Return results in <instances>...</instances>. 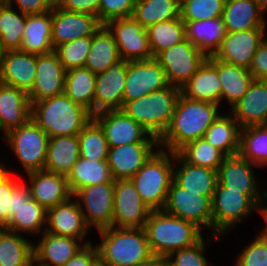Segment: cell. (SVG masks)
<instances>
[{"label":"cell","mask_w":267,"mask_h":266,"mask_svg":"<svg viewBox=\"0 0 267 266\" xmlns=\"http://www.w3.org/2000/svg\"><path fill=\"white\" fill-rule=\"evenodd\" d=\"M220 105L189 99L180 94L171 121L158 139L159 148L177 153L189 142L204 137L223 112Z\"/></svg>","instance_id":"6da1fadb"},{"label":"cell","mask_w":267,"mask_h":266,"mask_svg":"<svg viewBox=\"0 0 267 266\" xmlns=\"http://www.w3.org/2000/svg\"><path fill=\"white\" fill-rule=\"evenodd\" d=\"M98 258L107 266H136L150 260V249L145 228L108 227L96 231Z\"/></svg>","instance_id":"7a4b0ae2"},{"label":"cell","mask_w":267,"mask_h":266,"mask_svg":"<svg viewBox=\"0 0 267 266\" xmlns=\"http://www.w3.org/2000/svg\"><path fill=\"white\" fill-rule=\"evenodd\" d=\"M31 118L49 137H55L78 135L93 115L63 93L34 102Z\"/></svg>","instance_id":"3957f363"},{"label":"cell","mask_w":267,"mask_h":266,"mask_svg":"<svg viewBox=\"0 0 267 266\" xmlns=\"http://www.w3.org/2000/svg\"><path fill=\"white\" fill-rule=\"evenodd\" d=\"M144 228L153 255L164 258L172 252L195 245L204 237L203 231L194 223L163 210L151 211Z\"/></svg>","instance_id":"277c9868"},{"label":"cell","mask_w":267,"mask_h":266,"mask_svg":"<svg viewBox=\"0 0 267 266\" xmlns=\"http://www.w3.org/2000/svg\"><path fill=\"white\" fill-rule=\"evenodd\" d=\"M180 94V88L169 85L141 98L123 102L121 110L159 139L171 121Z\"/></svg>","instance_id":"5b68a950"},{"label":"cell","mask_w":267,"mask_h":266,"mask_svg":"<svg viewBox=\"0 0 267 266\" xmlns=\"http://www.w3.org/2000/svg\"><path fill=\"white\" fill-rule=\"evenodd\" d=\"M266 199L267 196H246L241 191L216 186L211 200L213 235L226 237L253 213L258 212L263 218Z\"/></svg>","instance_id":"8992f818"},{"label":"cell","mask_w":267,"mask_h":266,"mask_svg":"<svg viewBox=\"0 0 267 266\" xmlns=\"http://www.w3.org/2000/svg\"><path fill=\"white\" fill-rule=\"evenodd\" d=\"M174 153L158 148L130 179L152 210H162L173 180Z\"/></svg>","instance_id":"52a82bcc"},{"label":"cell","mask_w":267,"mask_h":266,"mask_svg":"<svg viewBox=\"0 0 267 266\" xmlns=\"http://www.w3.org/2000/svg\"><path fill=\"white\" fill-rule=\"evenodd\" d=\"M5 143L23 169V174L45 169L49 136L31 118L27 123L9 130Z\"/></svg>","instance_id":"ba28073f"},{"label":"cell","mask_w":267,"mask_h":266,"mask_svg":"<svg viewBox=\"0 0 267 266\" xmlns=\"http://www.w3.org/2000/svg\"><path fill=\"white\" fill-rule=\"evenodd\" d=\"M211 198L201 195V192H192L180 187L172 180L164 212L194 223L202 231L209 229L213 235L212 205Z\"/></svg>","instance_id":"9c48e42d"},{"label":"cell","mask_w":267,"mask_h":266,"mask_svg":"<svg viewBox=\"0 0 267 266\" xmlns=\"http://www.w3.org/2000/svg\"><path fill=\"white\" fill-rule=\"evenodd\" d=\"M165 71L168 83L182 88L208 57L186 38L155 57Z\"/></svg>","instance_id":"30bf717a"},{"label":"cell","mask_w":267,"mask_h":266,"mask_svg":"<svg viewBox=\"0 0 267 266\" xmlns=\"http://www.w3.org/2000/svg\"><path fill=\"white\" fill-rule=\"evenodd\" d=\"M114 182L91 185L72 196L78 202L86 224L92 230L111 227L113 220Z\"/></svg>","instance_id":"8fae6325"},{"label":"cell","mask_w":267,"mask_h":266,"mask_svg":"<svg viewBox=\"0 0 267 266\" xmlns=\"http://www.w3.org/2000/svg\"><path fill=\"white\" fill-rule=\"evenodd\" d=\"M151 211L130 179L115 180L112 227L143 228Z\"/></svg>","instance_id":"7c38bea8"},{"label":"cell","mask_w":267,"mask_h":266,"mask_svg":"<svg viewBox=\"0 0 267 266\" xmlns=\"http://www.w3.org/2000/svg\"><path fill=\"white\" fill-rule=\"evenodd\" d=\"M169 85L165 71L155 57L128 61L123 102L141 98Z\"/></svg>","instance_id":"4fadbf2b"},{"label":"cell","mask_w":267,"mask_h":266,"mask_svg":"<svg viewBox=\"0 0 267 266\" xmlns=\"http://www.w3.org/2000/svg\"><path fill=\"white\" fill-rule=\"evenodd\" d=\"M93 119L103 129L109 147L137 142H158L156 137L121 109L97 113Z\"/></svg>","instance_id":"5bb4252c"},{"label":"cell","mask_w":267,"mask_h":266,"mask_svg":"<svg viewBox=\"0 0 267 266\" xmlns=\"http://www.w3.org/2000/svg\"><path fill=\"white\" fill-rule=\"evenodd\" d=\"M105 26L116 41L121 59L132 61L153 58L147 30L133 17L113 19Z\"/></svg>","instance_id":"9a60e30c"},{"label":"cell","mask_w":267,"mask_h":266,"mask_svg":"<svg viewBox=\"0 0 267 266\" xmlns=\"http://www.w3.org/2000/svg\"><path fill=\"white\" fill-rule=\"evenodd\" d=\"M267 38V28H253L240 32H226L215 59L250 69L253 57Z\"/></svg>","instance_id":"2e32d148"},{"label":"cell","mask_w":267,"mask_h":266,"mask_svg":"<svg viewBox=\"0 0 267 266\" xmlns=\"http://www.w3.org/2000/svg\"><path fill=\"white\" fill-rule=\"evenodd\" d=\"M256 168L259 169L239 154L226 156L217 170V186L241 191L246 196H267V186L261 187Z\"/></svg>","instance_id":"e0dca14e"},{"label":"cell","mask_w":267,"mask_h":266,"mask_svg":"<svg viewBox=\"0 0 267 266\" xmlns=\"http://www.w3.org/2000/svg\"><path fill=\"white\" fill-rule=\"evenodd\" d=\"M45 231L58 236L73 237L84 244L93 242L89 238L92 230L86 224L81 208L73 196L47 210Z\"/></svg>","instance_id":"ac0fdd59"},{"label":"cell","mask_w":267,"mask_h":266,"mask_svg":"<svg viewBox=\"0 0 267 266\" xmlns=\"http://www.w3.org/2000/svg\"><path fill=\"white\" fill-rule=\"evenodd\" d=\"M65 76L66 70L54 50L36 55V77L32 89L28 92L31 105L63 94Z\"/></svg>","instance_id":"d6986e66"},{"label":"cell","mask_w":267,"mask_h":266,"mask_svg":"<svg viewBox=\"0 0 267 266\" xmlns=\"http://www.w3.org/2000/svg\"><path fill=\"white\" fill-rule=\"evenodd\" d=\"M101 25L95 15L67 11L54 4L51 31L53 48L77 38L93 35Z\"/></svg>","instance_id":"ffe728a7"},{"label":"cell","mask_w":267,"mask_h":266,"mask_svg":"<svg viewBox=\"0 0 267 266\" xmlns=\"http://www.w3.org/2000/svg\"><path fill=\"white\" fill-rule=\"evenodd\" d=\"M127 65L128 61L121 59L96 75L94 115L122 108Z\"/></svg>","instance_id":"44dd1931"},{"label":"cell","mask_w":267,"mask_h":266,"mask_svg":"<svg viewBox=\"0 0 267 266\" xmlns=\"http://www.w3.org/2000/svg\"><path fill=\"white\" fill-rule=\"evenodd\" d=\"M158 148V142H137L109 147L107 164L112 178L131 179Z\"/></svg>","instance_id":"7402d4cb"},{"label":"cell","mask_w":267,"mask_h":266,"mask_svg":"<svg viewBox=\"0 0 267 266\" xmlns=\"http://www.w3.org/2000/svg\"><path fill=\"white\" fill-rule=\"evenodd\" d=\"M25 176L31 198L46 210L72 197L67 177L64 175L40 170L26 173Z\"/></svg>","instance_id":"603a6c76"},{"label":"cell","mask_w":267,"mask_h":266,"mask_svg":"<svg viewBox=\"0 0 267 266\" xmlns=\"http://www.w3.org/2000/svg\"><path fill=\"white\" fill-rule=\"evenodd\" d=\"M40 236L33 242L34 263L38 266H63L85 245L79 239L46 231Z\"/></svg>","instance_id":"cb8c5ba5"},{"label":"cell","mask_w":267,"mask_h":266,"mask_svg":"<svg viewBox=\"0 0 267 266\" xmlns=\"http://www.w3.org/2000/svg\"><path fill=\"white\" fill-rule=\"evenodd\" d=\"M228 112L241 128L267 125V80L254 79L247 93Z\"/></svg>","instance_id":"d4e9b609"},{"label":"cell","mask_w":267,"mask_h":266,"mask_svg":"<svg viewBox=\"0 0 267 266\" xmlns=\"http://www.w3.org/2000/svg\"><path fill=\"white\" fill-rule=\"evenodd\" d=\"M221 89L218 59L210 56L180 90L181 94L189 99L221 106Z\"/></svg>","instance_id":"484cf974"},{"label":"cell","mask_w":267,"mask_h":266,"mask_svg":"<svg viewBox=\"0 0 267 266\" xmlns=\"http://www.w3.org/2000/svg\"><path fill=\"white\" fill-rule=\"evenodd\" d=\"M36 77V54L20 50H7L0 83L29 92Z\"/></svg>","instance_id":"4316f807"},{"label":"cell","mask_w":267,"mask_h":266,"mask_svg":"<svg viewBox=\"0 0 267 266\" xmlns=\"http://www.w3.org/2000/svg\"><path fill=\"white\" fill-rule=\"evenodd\" d=\"M32 105L28 93L0 83V127L9 130L27 123L31 119Z\"/></svg>","instance_id":"83f0119b"},{"label":"cell","mask_w":267,"mask_h":266,"mask_svg":"<svg viewBox=\"0 0 267 266\" xmlns=\"http://www.w3.org/2000/svg\"><path fill=\"white\" fill-rule=\"evenodd\" d=\"M173 180L188 191L201 192L212 199L218 183L217 170L192 165L174 153Z\"/></svg>","instance_id":"f1b7e54d"},{"label":"cell","mask_w":267,"mask_h":266,"mask_svg":"<svg viewBox=\"0 0 267 266\" xmlns=\"http://www.w3.org/2000/svg\"><path fill=\"white\" fill-rule=\"evenodd\" d=\"M265 13L254 0H225L222 19L226 32L267 28Z\"/></svg>","instance_id":"f546056e"},{"label":"cell","mask_w":267,"mask_h":266,"mask_svg":"<svg viewBox=\"0 0 267 266\" xmlns=\"http://www.w3.org/2000/svg\"><path fill=\"white\" fill-rule=\"evenodd\" d=\"M183 22L185 38L207 57L213 56L226 35L222 17Z\"/></svg>","instance_id":"4dcf8cb0"},{"label":"cell","mask_w":267,"mask_h":266,"mask_svg":"<svg viewBox=\"0 0 267 266\" xmlns=\"http://www.w3.org/2000/svg\"><path fill=\"white\" fill-rule=\"evenodd\" d=\"M79 158L78 135L49 137L44 170L67 177Z\"/></svg>","instance_id":"1f68e13d"},{"label":"cell","mask_w":267,"mask_h":266,"mask_svg":"<svg viewBox=\"0 0 267 266\" xmlns=\"http://www.w3.org/2000/svg\"><path fill=\"white\" fill-rule=\"evenodd\" d=\"M51 31L52 10L41 14H26L20 51L36 55L53 51Z\"/></svg>","instance_id":"d6a6232c"},{"label":"cell","mask_w":267,"mask_h":266,"mask_svg":"<svg viewBox=\"0 0 267 266\" xmlns=\"http://www.w3.org/2000/svg\"><path fill=\"white\" fill-rule=\"evenodd\" d=\"M218 75L222 84L221 108L227 103L228 111L247 93L254 77L248 69L221 60H218Z\"/></svg>","instance_id":"836d02e7"},{"label":"cell","mask_w":267,"mask_h":266,"mask_svg":"<svg viewBox=\"0 0 267 266\" xmlns=\"http://www.w3.org/2000/svg\"><path fill=\"white\" fill-rule=\"evenodd\" d=\"M121 60L118 46L112 33L105 25L93 34L90 51L84 67L95 74L106 71L110 66Z\"/></svg>","instance_id":"e575fe53"},{"label":"cell","mask_w":267,"mask_h":266,"mask_svg":"<svg viewBox=\"0 0 267 266\" xmlns=\"http://www.w3.org/2000/svg\"><path fill=\"white\" fill-rule=\"evenodd\" d=\"M46 216L47 210L30 197L17 208L5 229L20 235L24 233L23 235L26 237L33 236L35 238L45 231Z\"/></svg>","instance_id":"d590c367"},{"label":"cell","mask_w":267,"mask_h":266,"mask_svg":"<svg viewBox=\"0 0 267 266\" xmlns=\"http://www.w3.org/2000/svg\"><path fill=\"white\" fill-rule=\"evenodd\" d=\"M240 131L238 122L227 111L211 124L204 138L225 156H233L239 152Z\"/></svg>","instance_id":"8d00e7d4"},{"label":"cell","mask_w":267,"mask_h":266,"mask_svg":"<svg viewBox=\"0 0 267 266\" xmlns=\"http://www.w3.org/2000/svg\"><path fill=\"white\" fill-rule=\"evenodd\" d=\"M27 238L0 228V266H31L34 263V241Z\"/></svg>","instance_id":"74e56055"},{"label":"cell","mask_w":267,"mask_h":266,"mask_svg":"<svg viewBox=\"0 0 267 266\" xmlns=\"http://www.w3.org/2000/svg\"><path fill=\"white\" fill-rule=\"evenodd\" d=\"M96 75L85 67L66 71L64 93L74 102L88 109L94 116Z\"/></svg>","instance_id":"f35d334b"},{"label":"cell","mask_w":267,"mask_h":266,"mask_svg":"<svg viewBox=\"0 0 267 266\" xmlns=\"http://www.w3.org/2000/svg\"><path fill=\"white\" fill-rule=\"evenodd\" d=\"M68 187L73 195L77 190L91 185L115 182L107 161H95L80 157L67 176Z\"/></svg>","instance_id":"ab89813d"},{"label":"cell","mask_w":267,"mask_h":266,"mask_svg":"<svg viewBox=\"0 0 267 266\" xmlns=\"http://www.w3.org/2000/svg\"><path fill=\"white\" fill-rule=\"evenodd\" d=\"M238 154L260 169L267 168V125L242 127Z\"/></svg>","instance_id":"60d3db41"},{"label":"cell","mask_w":267,"mask_h":266,"mask_svg":"<svg viewBox=\"0 0 267 266\" xmlns=\"http://www.w3.org/2000/svg\"><path fill=\"white\" fill-rule=\"evenodd\" d=\"M132 17L143 27L180 17V0H137Z\"/></svg>","instance_id":"b9f144b4"},{"label":"cell","mask_w":267,"mask_h":266,"mask_svg":"<svg viewBox=\"0 0 267 266\" xmlns=\"http://www.w3.org/2000/svg\"><path fill=\"white\" fill-rule=\"evenodd\" d=\"M26 25V14L0 3V41L7 50H20Z\"/></svg>","instance_id":"7bdbcfd3"},{"label":"cell","mask_w":267,"mask_h":266,"mask_svg":"<svg viewBox=\"0 0 267 266\" xmlns=\"http://www.w3.org/2000/svg\"><path fill=\"white\" fill-rule=\"evenodd\" d=\"M146 30L153 57L185 39V25L180 17L158 22L149 26Z\"/></svg>","instance_id":"ee69618b"},{"label":"cell","mask_w":267,"mask_h":266,"mask_svg":"<svg viewBox=\"0 0 267 266\" xmlns=\"http://www.w3.org/2000/svg\"><path fill=\"white\" fill-rule=\"evenodd\" d=\"M80 157L107 161L109 146L103 129L92 119L78 134Z\"/></svg>","instance_id":"f6af8a7d"},{"label":"cell","mask_w":267,"mask_h":266,"mask_svg":"<svg viewBox=\"0 0 267 266\" xmlns=\"http://www.w3.org/2000/svg\"><path fill=\"white\" fill-rule=\"evenodd\" d=\"M187 163L218 170L225 155L202 137L189 142L177 152Z\"/></svg>","instance_id":"bcb514c9"},{"label":"cell","mask_w":267,"mask_h":266,"mask_svg":"<svg viewBox=\"0 0 267 266\" xmlns=\"http://www.w3.org/2000/svg\"><path fill=\"white\" fill-rule=\"evenodd\" d=\"M211 236V237H210ZM205 239L203 237L198 243L189 247L177 250L169 254L165 259L167 266H211L204 254H207V248L213 241L221 240L222 237L209 235ZM207 247V248H206Z\"/></svg>","instance_id":"7dc6e473"},{"label":"cell","mask_w":267,"mask_h":266,"mask_svg":"<svg viewBox=\"0 0 267 266\" xmlns=\"http://www.w3.org/2000/svg\"><path fill=\"white\" fill-rule=\"evenodd\" d=\"M92 37L93 35L77 38L71 42L58 45L54 49L66 71L72 68L84 67L90 51Z\"/></svg>","instance_id":"c3c4849f"},{"label":"cell","mask_w":267,"mask_h":266,"mask_svg":"<svg viewBox=\"0 0 267 266\" xmlns=\"http://www.w3.org/2000/svg\"><path fill=\"white\" fill-rule=\"evenodd\" d=\"M225 0H180L182 21H199L222 17Z\"/></svg>","instance_id":"681fc988"},{"label":"cell","mask_w":267,"mask_h":266,"mask_svg":"<svg viewBox=\"0 0 267 266\" xmlns=\"http://www.w3.org/2000/svg\"><path fill=\"white\" fill-rule=\"evenodd\" d=\"M254 238L237 254L236 266H267V236L260 231Z\"/></svg>","instance_id":"f907efd6"},{"label":"cell","mask_w":267,"mask_h":266,"mask_svg":"<svg viewBox=\"0 0 267 266\" xmlns=\"http://www.w3.org/2000/svg\"><path fill=\"white\" fill-rule=\"evenodd\" d=\"M5 160L0 158V228H5L9 222V209H11L12 188L22 179L13 175Z\"/></svg>","instance_id":"816d5d0a"},{"label":"cell","mask_w":267,"mask_h":266,"mask_svg":"<svg viewBox=\"0 0 267 266\" xmlns=\"http://www.w3.org/2000/svg\"><path fill=\"white\" fill-rule=\"evenodd\" d=\"M137 0H99L98 21L105 25L118 18L132 17Z\"/></svg>","instance_id":"f5cc1de1"},{"label":"cell","mask_w":267,"mask_h":266,"mask_svg":"<svg viewBox=\"0 0 267 266\" xmlns=\"http://www.w3.org/2000/svg\"><path fill=\"white\" fill-rule=\"evenodd\" d=\"M10 6L24 14H41L52 10L53 0H8Z\"/></svg>","instance_id":"db71d44e"},{"label":"cell","mask_w":267,"mask_h":266,"mask_svg":"<svg viewBox=\"0 0 267 266\" xmlns=\"http://www.w3.org/2000/svg\"><path fill=\"white\" fill-rule=\"evenodd\" d=\"M55 4L67 11L95 15L98 18L99 0H57Z\"/></svg>","instance_id":"11a10c76"},{"label":"cell","mask_w":267,"mask_h":266,"mask_svg":"<svg viewBox=\"0 0 267 266\" xmlns=\"http://www.w3.org/2000/svg\"><path fill=\"white\" fill-rule=\"evenodd\" d=\"M98 259V250L94 242L85 244L63 266H92Z\"/></svg>","instance_id":"9f6ffc18"},{"label":"cell","mask_w":267,"mask_h":266,"mask_svg":"<svg viewBox=\"0 0 267 266\" xmlns=\"http://www.w3.org/2000/svg\"><path fill=\"white\" fill-rule=\"evenodd\" d=\"M249 71L254 79L267 80V38L256 51Z\"/></svg>","instance_id":"6f0895ef"},{"label":"cell","mask_w":267,"mask_h":266,"mask_svg":"<svg viewBox=\"0 0 267 266\" xmlns=\"http://www.w3.org/2000/svg\"><path fill=\"white\" fill-rule=\"evenodd\" d=\"M23 180V181H22ZM13 188L11 192V209H9V219L15 214L17 208L26 202L31 196L30 191L24 178H22Z\"/></svg>","instance_id":"680465c9"},{"label":"cell","mask_w":267,"mask_h":266,"mask_svg":"<svg viewBox=\"0 0 267 266\" xmlns=\"http://www.w3.org/2000/svg\"><path fill=\"white\" fill-rule=\"evenodd\" d=\"M136 266H167V262L164 257L153 256L150 260Z\"/></svg>","instance_id":"91938a15"},{"label":"cell","mask_w":267,"mask_h":266,"mask_svg":"<svg viewBox=\"0 0 267 266\" xmlns=\"http://www.w3.org/2000/svg\"><path fill=\"white\" fill-rule=\"evenodd\" d=\"M6 52H7V49L4 47V45L0 41V72L3 68V63H4Z\"/></svg>","instance_id":"94428289"},{"label":"cell","mask_w":267,"mask_h":266,"mask_svg":"<svg viewBox=\"0 0 267 266\" xmlns=\"http://www.w3.org/2000/svg\"><path fill=\"white\" fill-rule=\"evenodd\" d=\"M259 8L265 13L267 16V0H254Z\"/></svg>","instance_id":"6125c7cd"},{"label":"cell","mask_w":267,"mask_h":266,"mask_svg":"<svg viewBox=\"0 0 267 266\" xmlns=\"http://www.w3.org/2000/svg\"><path fill=\"white\" fill-rule=\"evenodd\" d=\"M92 266H107L99 258L92 264Z\"/></svg>","instance_id":"be15d7a7"},{"label":"cell","mask_w":267,"mask_h":266,"mask_svg":"<svg viewBox=\"0 0 267 266\" xmlns=\"http://www.w3.org/2000/svg\"><path fill=\"white\" fill-rule=\"evenodd\" d=\"M263 220L265 221V228H262V232L267 236V220L263 217Z\"/></svg>","instance_id":"e7e4bbea"},{"label":"cell","mask_w":267,"mask_h":266,"mask_svg":"<svg viewBox=\"0 0 267 266\" xmlns=\"http://www.w3.org/2000/svg\"><path fill=\"white\" fill-rule=\"evenodd\" d=\"M263 217L267 220V199H266V204H265V208L263 211Z\"/></svg>","instance_id":"03108f58"},{"label":"cell","mask_w":267,"mask_h":266,"mask_svg":"<svg viewBox=\"0 0 267 266\" xmlns=\"http://www.w3.org/2000/svg\"><path fill=\"white\" fill-rule=\"evenodd\" d=\"M1 133H3V135H4V137H2L3 138V140H5V135H6V133L1 129V127H0V134Z\"/></svg>","instance_id":"003e7915"},{"label":"cell","mask_w":267,"mask_h":266,"mask_svg":"<svg viewBox=\"0 0 267 266\" xmlns=\"http://www.w3.org/2000/svg\"><path fill=\"white\" fill-rule=\"evenodd\" d=\"M8 0H0V3H6Z\"/></svg>","instance_id":"a7ac6f4b"}]
</instances>
